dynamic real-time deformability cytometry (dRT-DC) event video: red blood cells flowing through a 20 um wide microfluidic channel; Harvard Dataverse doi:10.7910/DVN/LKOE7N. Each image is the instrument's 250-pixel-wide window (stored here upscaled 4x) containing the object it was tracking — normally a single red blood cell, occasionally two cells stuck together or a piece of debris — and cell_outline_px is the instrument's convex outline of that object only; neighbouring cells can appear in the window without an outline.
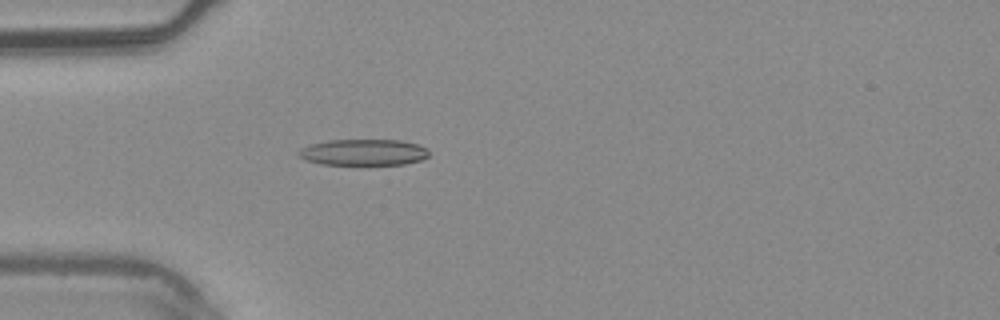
{"species": "common noctule bat (a hibernating species)", "species_latin": "Nyctalus noctula", "temperature_condition": "warm", "stored_images_in_passage": 5, "camera_frame_rate_fps": 3000, "um_per_image_px": 0.085, "animal": {"sex": "male", "body_mass_g": 20.4}, "frame": {"image": 1, "passage_image": 5, "time_ms": 1.333, "image_size_px": [1000, 320], "cell_outline_px": [[428, 156], [420, 160], [404, 164], [320, 164], [304, 160], [296, 152], [300, 148], [312, 144], [328, 140], [400, 140], [416, 144], [428, 148]], "centroid_in_image_um": [30.87, 12.94], "position_along_channel_um": 54.1, "area_um2": 19.83}}